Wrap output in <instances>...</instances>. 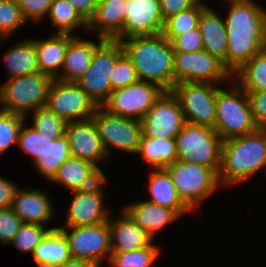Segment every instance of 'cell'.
Returning <instances> with one entry per match:
<instances>
[{"instance_id": "38", "label": "cell", "mask_w": 266, "mask_h": 267, "mask_svg": "<svg viewBox=\"0 0 266 267\" xmlns=\"http://www.w3.org/2000/svg\"><path fill=\"white\" fill-rule=\"evenodd\" d=\"M56 227H58V225L46 228V225L22 223L10 245H14V247L22 253H31L32 255L35 247L42 241L48 231Z\"/></svg>"}, {"instance_id": "26", "label": "cell", "mask_w": 266, "mask_h": 267, "mask_svg": "<svg viewBox=\"0 0 266 267\" xmlns=\"http://www.w3.org/2000/svg\"><path fill=\"white\" fill-rule=\"evenodd\" d=\"M51 36L41 39L32 38L37 50L40 72L55 79L61 72L69 42L75 37L72 34L49 33Z\"/></svg>"}, {"instance_id": "24", "label": "cell", "mask_w": 266, "mask_h": 267, "mask_svg": "<svg viewBox=\"0 0 266 267\" xmlns=\"http://www.w3.org/2000/svg\"><path fill=\"white\" fill-rule=\"evenodd\" d=\"M221 12L207 6L201 13L198 27L203 37L204 50L223 62L227 68V31Z\"/></svg>"}, {"instance_id": "39", "label": "cell", "mask_w": 266, "mask_h": 267, "mask_svg": "<svg viewBox=\"0 0 266 267\" xmlns=\"http://www.w3.org/2000/svg\"><path fill=\"white\" fill-rule=\"evenodd\" d=\"M25 116L0 110V157L14 144H18V137Z\"/></svg>"}, {"instance_id": "28", "label": "cell", "mask_w": 266, "mask_h": 267, "mask_svg": "<svg viewBox=\"0 0 266 267\" xmlns=\"http://www.w3.org/2000/svg\"><path fill=\"white\" fill-rule=\"evenodd\" d=\"M23 39V40H22ZM16 41L3 53L8 78L40 72L37 50L32 38Z\"/></svg>"}, {"instance_id": "3", "label": "cell", "mask_w": 266, "mask_h": 267, "mask_svg": "<svg viewBox=\"0 0 266 267\" xmlns=\"http://www.w3.org/2000/svg\"><path fill=\"white\" fill-rule=\"evenodd\" d=\"M265 169L266 128L223 140L218 172V179L223 188L246 183L262 170L266 174Z\"/></svg>"}, {"instance_id": "9", "label": "cell", "mask_w": 266, "mask_h": 267, "mask_svg": "<svg viewBox=\"0 0 266 267\" xmlns=\"http://www.w3.org/2000/svg\"><path fill=\"white\" fill-rule=\"evenodd\" d=\"M223 85L181 82L171 90L177 97L186 123L213 128L216 120L217 91Z\"/></svg>"}, {"instance_id": "12", "label": "cell", "mask_w": 266, "mask_h": 267, "mask_svg": "<svg viewBox=\"0 0 266 267\" xmlns=\"http://www.w3.org/2000/svg\"><path fill=\"white\" fill-rule=\"evenodd\" d=\"M174 80L181 82L224 85L232 80V74L223 62L205 50L191 53H174Z\"/></svg>"}, {"instance_id": "11", "label": "cell", "mask_w": 266, "mask_h": 267, "mask_svg": "<svg viewBox=\"0 0 266 267\" xmlns=\"http://www.w3.org/2000/svg\"><path fill=\"white\" fill-rule=\"evenodd\" d=\"M68 242L73 259L83 260L103 267L109 262L111 242L109 223L90 226L58 227Z\"/></svg>"}, {"instance_id": "15", "label": "cell", "mask_w": 266, "mask_h": 267, "mask_svg": "<svg viewBox=\"0 0 266 267\" xmlns=\"http://www.w3.org/2000/svg\"><path fill=\"white\" fill-rule=\"evenodd\" d=\"M163 92L158 85L139 80L113 90L101 107L108 113L140 120Z\"/></svg>"}, {"instance_id": "48", "label": "cell", "mask_w": 266, "mask_h": 267, "mask_svg": "<svg viewBox=\"0 0 266 267\" xmlns=\"http://www.w3.org/2000/svg\"><path fill=\"white\" fill-rule=\"evenodd\" d=\"M79 14L87 21L93 17L96 9V2L94 0H68Z\"/></svg>"}, {"instance_id": "23", "label": "cell", "mask_w": 266, "mask_h": 267, "mask_svg": "<svg viewBox=\"0 0 266 267\" xmlns=\"http://www.w3.org/2000/svg\"><path fill=\"white\" fill-rule=\"evenodd\" d=\"M92 41L75 36L68 45L60 74L55 78L65 82H76L89 69L96 48L105 40L97 37Z\"/></svg>"}, {"instance_id": "20", "label": "cell", "mask_w": 266, "mask_h": 267, "mask_svg": "<svg viewBox=\"0 0 266 267\" xmlns=\"http://www.w3.org/2000/svg\"><path fill=\"white\" fill-rule=\"evenodd\" d=\"M111 252L134 251L150 246L155 240L123 210L109 218Z\"/></svg>"}, {"instance_id": "31", "label": "cell", "mask_w": 266, "mask_h": 267, "mask_svg": "<svg viewBox=\"0 0 266 267\" xmlns=\"http://www.w3.org/2000/svg\"><path fill=\"white\" fill-rule=\"evenodd\" d=\"M137 155L150 169H164L178 160L175 139L142 136L135 157Z\"/></svg>"}, {"instance_id": "52", "label": "cell", "mask_w": 266, "mask_h": 267, "mask_svg": "<svg viewBox=\"0 0 266 267\" xmlns=\"http://www.w3.org/2000/svg\"><path fill=\"white\" fill-rule=\"evenodd\" d=\"M94 1L96 2V4H98V3H101V2H103L105 0H94Z\"/></svg>"}, {"instance_id": "16", "label": "cell", "mask_w": 266, "mask_h": 267, "mask_svg": "<svg viewBox=\"0 0 266 267\" xmlns=\"http://www.w3.org/2000/svg\"><path fill=\"white\" fill-rule=\"evenodd\" d=\"M142 136L175 139L186 124L180 103L172 91H164L140 119Z\"/></svg>"}, {"instance_id": "43", "label": "cell", "mask_w": 266, "mask_h": 267, "mask_svg": "<svg viewBox=\"0 0 266 267\" xmlns=\"http://www.w3.org/2000/svg\"><path fill=\"white\" fill-rule=\"evenodd\" d=\"M22 223L12 208H0V243L9 245Z\"/></svg>"}, {"instance_id": "51", "label": "cell", "mask_w": 266, "mask_h": 267, "mask_svg": "<svg viewBox=\"0 0 266 267\" xmlns=\"http://www.w3.org/2000/svg\"><path fill=\"white\" fill-rule=\"evenodd\" d=\"M9 1L19 4L22 0H9Z\"/></svg>"}, {"instance_id": "5", "label": "cell", "mask_w": 266, "mask_h": 267, "mask_svg": "<svg viewBox=\"0 0 266 267\" xmlns=\"http://www.w3.org/2000/svg\"><path fill=\"white\" fill-rule=\"evenodd\" d=\"M164 169L170 175L180 199L192 212L222 188L214 168L176 160Z\"/></svg>"}, {"instance_id": "13", "label": "cell", "mask_w": 266, "mask_h": 267, "mask_svg": "<svg viewBox=\"0 0 266 267\" xmlns=\"http://www.w3.org/2000/svg\"><path fill=\"white\" fill-rule=\"evenodd\" d=\"M46 107L67 123L90 119L98 106L76 83L53 79Z\"/></svg>"}, {"instance_id": "10", "label": "cell", "mask_w": 266, "mask_h": 267, "mask_svg": "<svg viewBox=\"0 0 266 267\" xmlns=\"http://www.w3.org/2000/svg\"><path fill=\"white\" fill-rule=\"evenodd\" d=\"M122 53L120 41L105 39L96 48L89 69L76 81L98 107L106 102L112 92L110 74Z\"/></svg>"}, {"instance_id": "45", "label": "cell", "mask_w": 266, "mask_h": 267, "mask_svg": "<svg viewBox=\"0 0 266 267\" xmlns=\"http://www.w3.org/2000/svg\"><path fill=\"white\" fill-rule=\"evenodd\" d=\"M246 93L255 123L266 128V89Z\"/></svg>"}, {"instance_id": "7", "label": "cell", "mask_w": 266, "mask_h": 267, "mask_svg": "<svg viewBox=\"0 0 266 267\" xmlns=\"http://www.w3.org/2000/svg\"><path fill=\"white\" fill-rule=\"evenodd\" d=\"M175 142L178 160L201 164L219 172L223 140L215 129L186 123Z\"/></svg>"}, {"instance_id": "34", "label": "cell", "mask_w": 266, "mask_h": 267, "mask_svg": "<svg viewBox=\"0 0 266 267\" xmlns=\"http://www.w3.org/2000/svg\"><path fill=\"white\" fill-rule=\"evenodd\" d=\"M161 247L153 242L150 246L134 251L111 252L109 267H158ZM157 265V266H156Z\"/></svg>"}, {"instance_id": "27", "label": "cell", "mask_w": 266, "mask_h": 267, "mask_svg": "<svg viewBox=\"0 0 266 267\" xmlns=\"http://www.w3.org/2000/svg\"><path fill=\"white\" fill-rule=\"evenodd\" d=\"M147 201L175 210L181 217L192 211L180 199L177 190L165 169H149ZM187 213V214H185Z\"/></svg>"}, {"instance_id": "17", "label": "cell", "mask_w": 266, "mask_h": 267, "mask_svg": "<svg viewBox=\"0 0 266 267\" xmlns=\"http://www.w3.org/2000/svg\"><path fill=\"white\" fill-rule=\"evenodd\" d=\"M125 19L121 32L113 39L161 34L165 20L159 0H125Z\"/></svg>"}, {"instance_id": "33", "label": "cell", "mask_w": 266, "mask_h": 267, "mask_svg": "<svg viewBox=\"0 0 266 267\" xmlns=\"http://www.w3.org/2000/svg\"><path fill=\"white\" fill-rule=\"evenodd\" d=\"M232 79L245 92L266 89V47L234 72Z\"/></svg>"}, {"instance_id": "46", "label": "cell", "mask_w": 266, "mask_h": 267, "mask_svg": "<svg viewBox=\"0 0 266 267\" xmlns=\"http://www.w3.org/2000/svg\"><path fill=\"white\" fill-rule=\"evenodd\" d=\"M200 0H159L163 19L166 20L174 14L187 10Z\"/></svg>"}, {"instance_id": "37", "label": "cell", "mask_w": 266, "mask_h": 267, "mask_svg": "<svg viewBox=\"0 0 266 267\" xmlns=\"http://www.w3.org/2000/svg\"><path fill=\"white\" fill-rule=\"evenodd\" d=\"M27 24L19 4L0 0V43L11 38ZM17 31V32H16Z\"/></svg>"}, {"instance_id": "47", "label": "cell", "mask_w": 266, "mask_h": 267, "mask_svg": "<svg viewBox=\"0 0 266 267\" xmlns=\"http://www.w3.org/2000/svg\"><path fill=\"white\" fill-rule=\"evenodd\" d=\"M19 188L17 183H13L8 178L0 175V208H11L16 190Z\"/></svg>"}, {"instance_id": "25", "label": "cell", "mask_w": 266, "mask_h": 267, "mask_svg": "<svg viewBox=\"0 0 266 267\" xmlns=\"http://www.w3.org/2000/svg\"><path fill=\"white\" fill-rule=\"evenodd\" d=\"M124 8L125 0H105L98 3L88 22V35L95 34L97 37L113 40L123 28Z\"/></svg>"}, {"instance_id": "14", "label": "cell", "mask_w": 266, "mask_h": 267, "mask_svg": "<svg viewBox=\"0 0 266 267\" xmlns=\"http://www.w3.org/2000/svg\"><path fill=\"white\" fill-rule=\"evenodd\" d=\"M105 175L91 188L73 191L65 213V225L61 227L90 226L109 221L113 209L106 207Z\"/></svg>"}, {"instance_id": "44", "label": "cell", "mask_w": 266, "mask_h": 267, "mask_svg": "<svg viewBox=\"0 0 266 267\" xmlns=\"http://www.w3.org/2000/svg\"><path fill=\"white\" fill-rule=\"evenodd\" d=\"M52 2L53 0H22L19 6L27 23L34 21L37 24L46 18Z\"/></svg>"}, {"instance_id": "19", "label": "cell", "mask_w": 266, "mask_h": 267, "mask_svg": "<svg viewBox=\"0 0 266 267\" xmlns=\"http://www.w3.org/2000/svg\"><path fill=\"white\" fill-rule=\"evenodd\" d=\"M16 190L12 209L23 223L45 225L52 221L56 210L46 191L22 187Z\"/></svg>"}, {"instance_id": "2", "label": "cell", "mask_w": 266, "mask_h": 267, "mask_svg": "<svg viewBox=\"0 0 266 267\" xmlns=\"http://www.w3.org/2000/svg\"><path fill=\"white\" fill-rule=\"evenodd\" d=\"M123 52L130 59L139 80L171 91L174 80V52L164 35L135 36L120 41Z\"/></svg>"}, {"instance_id": "30", "label": "cell", "mask_w": 266, "mask_h": 267, "mask_svg": "<svg viewBox=\"0 0 266 267\" xmlns=\"http://www.w3.org/2000/svg\"><path fill=\"white\" fill-rule=\"evenodd\" d=\"M46 19L51 22L53 30L56 29L53 33L75 36H80L81 33L88 34V22L68 0H53Z\"/></svg>"}, {"instance_id": "40", "label": "cell", "mask_w": 266, "mask_h": 267, "mask_svg": "<svg viewBox=\"0 0 266 267\" xmlns=\"http://www.w3.org/2000/svg\"><path fill=\"white\" fill-rule=\"evenodd\" d=\"M24 122L18 137V146L26 154L30 155L32 164L42 156L46 147V139L49 138L35 131L31 126Z\"/></svg>"}, {"instance_id": "49", "label": "cell", "mask_w": 266, "mask_h": 267, "mask_svg": "<svg viewBox=\"0 0 266 267\" xmlns=\"http://www.w3.org/2000/svg\"><path fill=\"white\" fill-rule=\"evenodd\" d=\"M56 267H98V266L87 261L72 259Z\"/></svg>"}, {"instance_id": "35", "label": "cell", "mask_w": 266, "mask_h": 267, "mask_svg": "<svg viewBox=\"0 0 266 267\" xmlns=\"http://www.w3.org/2000/svg\"><path fill=\"white\" fill-rule=\"evenodd\" d=\"M206 3L200 0L193 7L167 18L162 32L164 37L171 41L174 37L197 28L202 11L209 5Z\"/></svg>"}, {"instance_id": "1", "label": "cell", "mask_w": 266, "mask_h": 267, "mask_svg": "<svg viewBox=\"0 0 266 267\" xmlns=\"http://www.w3.org/2000/svg\"><path fill=\"white\" fill-rule=\"evenodd\" d=\"M226 9L227 69L233 74L266 47V8L252 0Z\"/></svg>"}, {"instance_id": "41", "label": "cell", "mask_w": 266, "mask_h": 267, "mask_svg": "<svg viewBox=\"0 0 266 267\" xmlns=\"http://www.w3.org/2000/svg\"><path fill=\"white\" fill-rule=\"evenodd\" d=\"M139 81L137 72L130 59L123 52L116 60L110 74L111 90L123 88Z\"/></svg>"}, {"instance_id": "42", "label": "cell", "mask_w": 266, "mask_h": 267, "mask_svg": "<svg viewBox=\"0 0 266 267\" xmlns=\"http://www.w3.org/2000/svg\"><path fill=\"white\" fill-rule=\"evenodd\" d=\"M170 43L174 53H191L204 50L203 37L199 27L174 37Z\"/></svg>"}, {"instance_id": "8", "label": "cell", "mask_w": 266, "mask_h": 267, "mask_svg": "<svg viewBox=\"0 0 266 267\" xmlns=\"http://www.w3.org/2000/svg\"><path fill=\"white\" fill-rule=\"evenodd\" d=\"M109 159L113 149L135 155L142 137L141 121L108 113L98 107L91 117Z\"/></svg>"}, {"instance_id": "29", "label": "cell", "mask_w": 266, "mask_h": 267, "mask_svg": "<svg viewBox=\"0 0 266 267\" xmlns=\"http://www.w3.org/2000/svg\"><path fill=\"white\" fill-rule=\"evenodd\" d=\"M32 258L38 267H56L73 259L67 239L58 227L48 231L35 247Z\"/></svg>"}, {"instance_id": "50", "label": "cell", "mask_w": 266, "mask_h": 267, "mask_svg": "<svg viewBox=\"0 0 266 267\" xmlns=\"http://www.w3.org/2000/svg\"><path fill=\"white\" fill-rule=\"evenodd\" d=\"M225 1L227 2V5H232V4L249 2V1H252V0H224V2Z\"/></svg>"}, {"instance_id": "22", "label": "cell", "mask_w": 266, "mask_h": 267, "mask_svg": "<svg viewBox=\"0 0 266 267\" xmlns=\"http://www.w3.org/2000/svg\"><path fill=\"white\" fill-rule=\"evenodd\" d=\"M105 175L91 162L70 157L58 168L49 183L61 185L70 192L96 185Z\"/></svg>"}, {"instance_id": "18", "label": "cell", "mask_w": 266, "mask_h": 267, "mask_svg": "<svg viewBox=\"0 0 266 267\" xmlns=\"http://www.w3.org/2000/svg\"><path fill=\"white\" fill-rule=\"evenodd\" d=\"M65 135L68 139L72 157L79 158L95 165L104 175L100 166L110 159L104 150L101 138L92 118L69 122Z\"/></svg>"}, {"instance_id": "21", "label": "cell", "mask_w": 266, "mask_h": 267, "mask_svg": "<svg viewBox=\"0 0 266 267\" xmlns=\"http://www.w3.org/2000/svg\"><path fill=\"white\" fill-rule=\"evenodd\" d=\"M122 209L154 240L162 229L181 218L175 210L147 200L132 201Z\"/></svg>"}, {"instance_id": "4", "label": "cell", "mask_w": 266, "mask_h": 267, "mask_svg": "<svg viewBox=\"0 0 266 267\" xmlns=\"http://www.w3.org/2000/svg\"><path fill=\"white\" fill-rule=\"evenodd\" d=\"M214 129L222 140L259 129L253 119L247 93L233 79L217 91Z\"/></svg>"}, {"instance_id": "36", "label": "cell", "mask_w": 266, "mask_h": 267, "mask_svg": "<svg viewBox=\"0 0 266 267\" xmlns=\"http://www.w3.org/2000/svg\"><path fill=\"white\" fill-rule=\"evenodd\" d=\"M32 115V116H31ZM31 120L30 125L35 131L48 136L50 139H57L65 135L67 122L51 112L47 107L38 108L25 116L26 121Z\"/></svg>"}, {"instance_id": "32", "label": "cell", "mask_w": 266, "mask_h": 267, "mask_svg": "<svg viewBox=\"0 0 266 267\" xmlns=\"http://www.w3.org/2000/svg\"><path fill=\"white\" fill-rule=\"evenodd\" d=\"M70 157L72 155L66 135L53 140L47 138L43 155L32 166L44 180L50 182L60 165Z\"/></svg>"}, {"instance_id": "6", "label": "cell", "mask_w": 266, "mask_h": 267, "mask_svg": "<svg viewBox=\"0 0 266 267\" xmlns=\"http://www.w3.org/2000/svg\"><path fill=\"white\" fill-rule=\"evenodd\" d=\"M52 81L41 72L9 78L0 86V110L26 116L46 107Z\"/></svg>"}]
</instances>
